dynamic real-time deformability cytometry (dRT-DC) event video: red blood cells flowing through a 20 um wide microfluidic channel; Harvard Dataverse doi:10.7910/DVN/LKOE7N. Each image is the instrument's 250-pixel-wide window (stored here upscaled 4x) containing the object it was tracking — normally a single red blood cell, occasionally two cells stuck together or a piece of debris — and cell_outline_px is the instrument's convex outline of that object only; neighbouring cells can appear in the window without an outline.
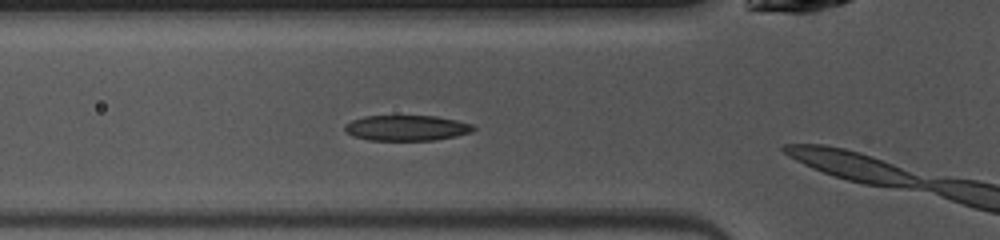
{"species": "common noctule bat (a hibernating species)", "species_latin": "Nyctalus noctula", "temperature_condition": "warm", "stored_images_in_passage": 3, "camera_frame_rate_fps": 3000, "um_per_image_px": 0.085, "animal": {"sex": "female", "body_mass_g": 10.0, "forearm_length_mm": 53.1}, "frame": {"image": 1, "passage_image": 2, "time_ms": 0.333, "image_size_px": [1000, 240], "cell_outline_px": [[476, 128], [472, 132], [456, 136], [436, 140], [368, 140], [352, 136], [344, 128], [344, 124], [352, 120], [364, 116], [436, 116], [456, 120], [472, 124]], "centroid_in_image_um": [34.57, 10.88], "position_along_channel_um": 91.2, "area_um2": 19.13}}